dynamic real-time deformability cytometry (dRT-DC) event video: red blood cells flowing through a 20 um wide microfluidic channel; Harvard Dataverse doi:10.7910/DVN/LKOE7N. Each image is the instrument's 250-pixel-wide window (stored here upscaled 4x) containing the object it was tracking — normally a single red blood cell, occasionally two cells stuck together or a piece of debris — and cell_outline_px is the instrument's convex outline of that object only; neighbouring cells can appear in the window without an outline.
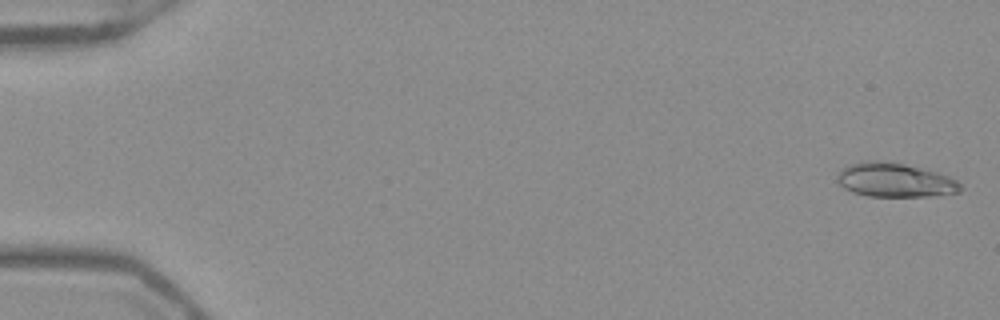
{"species": "Egyptian fruit bat (a non-hibernating species)", "species_latin": "Rousettus aegyptiacus", "temperature_condition": "warm", "stored_images_in_passage": 16, "camera_frame_rate_fps": 3000, "um_per_image_px": 0.085, "frame": {"image": 1, "passage_image": 1, "time_ms": 0.0, "image_size_px": [1000, 320], "cell_outline_px": [[964, 188], [960, 192], [936, 196], [868, 196], [852, 192], [844, 188], [836, 180], [836, 176], [840, 168], [848, 164], [860, 160], [880, 160], [904, 164], [936, 172], [948, 176], [956, 180]], "centroid_in_image_um": [76.02, 15.3], "position_along_channel_um": 9.0, "area_um2": 24.8}}